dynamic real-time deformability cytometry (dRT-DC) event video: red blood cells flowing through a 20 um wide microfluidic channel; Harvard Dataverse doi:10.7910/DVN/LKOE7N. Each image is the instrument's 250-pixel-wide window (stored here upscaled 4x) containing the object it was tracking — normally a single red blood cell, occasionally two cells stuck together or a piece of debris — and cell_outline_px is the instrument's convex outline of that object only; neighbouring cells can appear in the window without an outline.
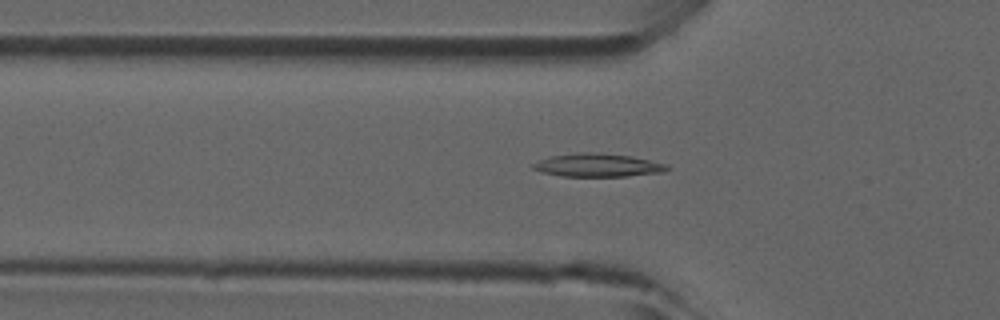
{"species": "common noctule bat (a hibernating species)", "species_latin": "Nyctalus noctula", "temperature_condition": "room temperature", "stored_images_in_passage": 38, "camera_frame_rate_fps": 3000, "um_per_image_px": 0.085, "animal": {"sex": "male", "forearm_length_mm": 52.5}, "frame": {"image": 1, "passage_image": 11, "time_ms": 3.333, "image_size_px": [1000, 320], "cell_outline_px": [[672, 168], [664, 172], [628, 176], [560, 176], [540, 172], [532, 168], [532, 164], [548, 156], [580, 152], [596, 152], [632, 156], [668, 164]], "centroid_in_image_um": [50.83, 14.04], "position_along_channel_um": 75.0, "area_um2": 18.38}}
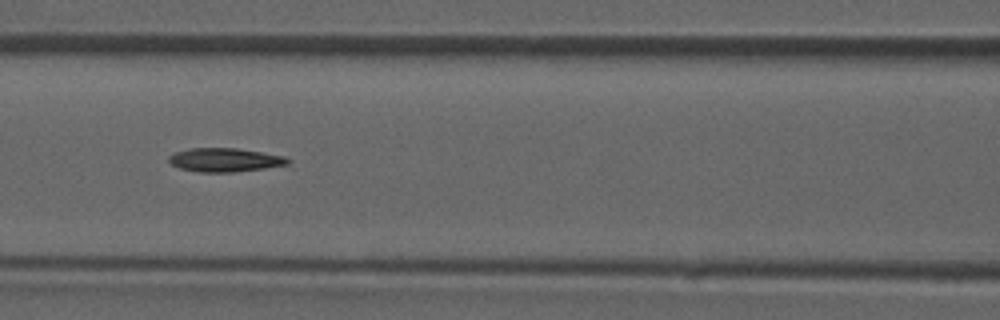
{"frame": {"image": 2, "passage_image": 16, "time_ms": 5.0, "image_size_px": [1000, 320], "cell_outline_px": [[292, 160], [288, 164], [264, 168], [232, 172], [200, 172], [180, 168], [172, 164], [168, 160], [168, 156], [176, 152], [188, 148], [236, 148], [284, 156]], "centroid_in_image_um": [19.1, 13.59], "position_along_channel_um": 147.5, "area_um2": 16.3}}